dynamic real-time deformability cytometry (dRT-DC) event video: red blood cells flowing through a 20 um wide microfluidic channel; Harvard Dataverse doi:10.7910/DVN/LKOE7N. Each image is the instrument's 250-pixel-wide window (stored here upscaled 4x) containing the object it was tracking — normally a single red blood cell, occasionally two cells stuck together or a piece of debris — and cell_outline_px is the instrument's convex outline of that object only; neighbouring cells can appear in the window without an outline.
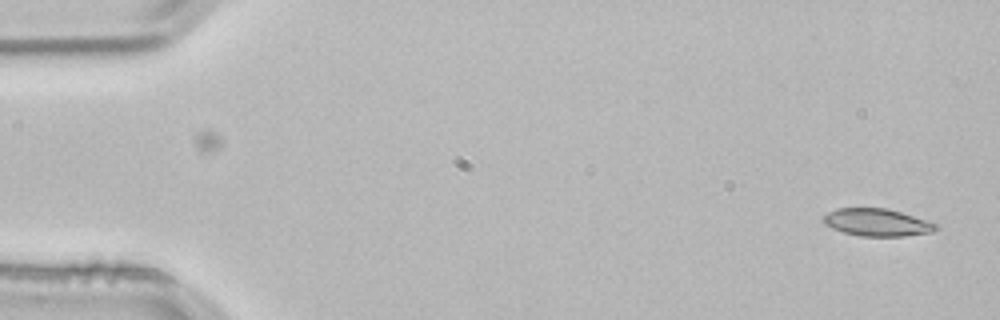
{"species": "common noctule bat (a hibernating species)", "species_latin": "Nyctalus noctula", "temperature_condition": "room temperature", "stored_images_in_passage": 5, "camera_frame_rate_fps": 3000, "um_per_image_px": 0.085, "animal": {"sex": "male", "body_mass_g": 21.5, "forearm_length_mm": 52.0}, "frame": {"image": 1, "passage_image": 5, "time_ms": 1.333, "image_size_px": [1000, 320], "cell_outline_px": [[940, 228], [932, 232], [904, 236], [860, 236], [844, 232], [832, 228], [824, 220], [824, 216], [828, 212], [836, 208], [884, 208], [900, 212], [940, 224]], "centroid_in_image_um": [74.61, 18.91], "position_along_channel_um": 10.4, "area_um2": 17.86}}